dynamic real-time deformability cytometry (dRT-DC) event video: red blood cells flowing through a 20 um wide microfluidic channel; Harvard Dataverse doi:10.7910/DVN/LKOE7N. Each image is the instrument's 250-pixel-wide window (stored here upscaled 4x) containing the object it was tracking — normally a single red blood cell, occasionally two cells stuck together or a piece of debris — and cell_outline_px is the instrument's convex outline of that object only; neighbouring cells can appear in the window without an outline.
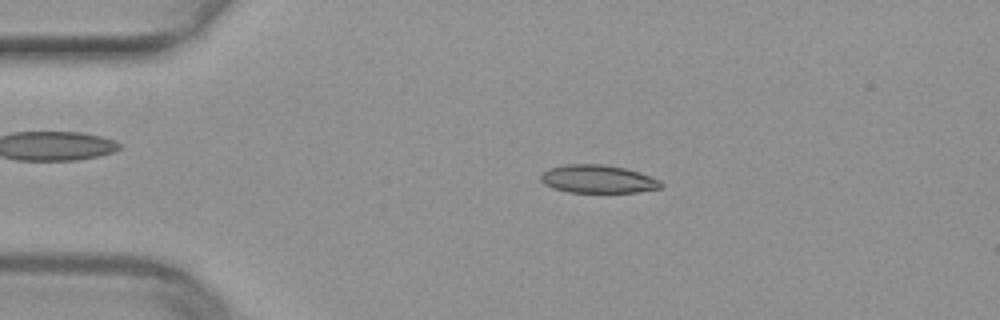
{"species": "common noctule bat (a hibernating species)", "species_latin": "Nyctalus noctula", "temperature_condition": "warm", "stored_images_in_passage": 46, "camera_frame_rate_fps": 3000, "um_per_image_px": 0.085, "animal": {"sex": "female", "body_mass_g": 29.2, "forearm_length_mm": 56.3}, "frame": {"image": 1, "passage_image": 6, "time_ms": 1.667, "image_size_px": [1000, 320], "cell_outline_px": [[664, 184], [660, 188], [640, 192], [568, 192], [552, 188], [544, 184], [540, 180], [540, 176], [548, 168], [564, 164], [604, 164], [628, 168], [640, 172], [660, 180]], "centroid_in_image_um": [50.83, 15.21], "position_along_channel_um": 34.2, "area_um2": 19.94}}
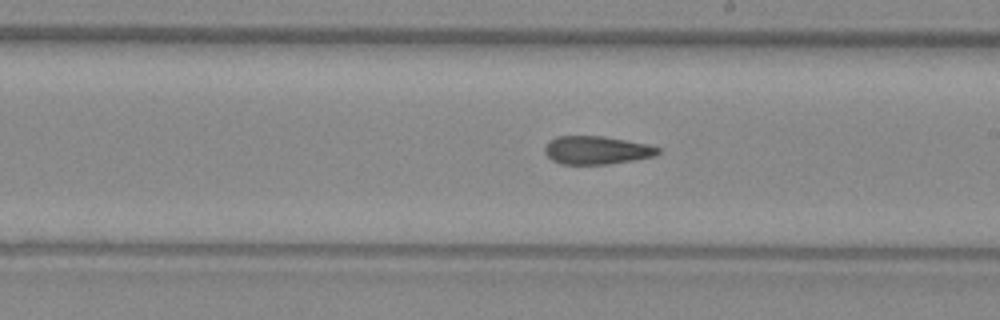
{"frame": {"image": 2, "passage_image": 24, "time_ms": 7.667, "image_size_px": [1000, 320], "cell_outline_px": [[660, 152], [656, 156], [636, 160], [608, 164], [560, 164], [552, 160], [544, 152], [544, 148], [548, 140], [556, 136], [604, 136], [648, 144], [660, 148]], "centroid_in_image_um": [50.71, 12.76], "position_along_channel_um": 238.3, "area_um2": 18.84}}
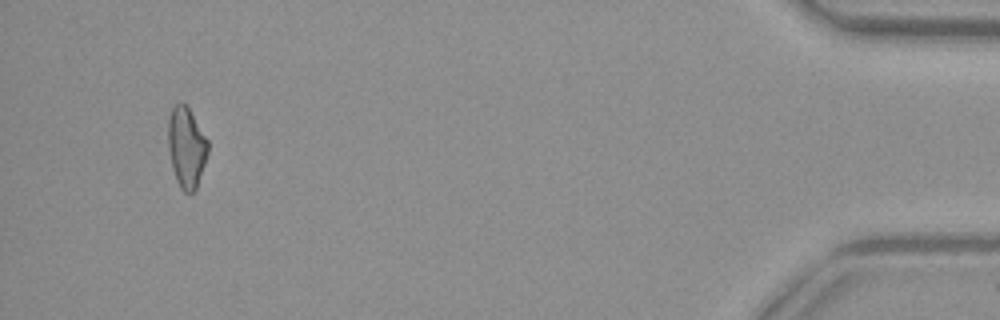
{"frame": {"image": 3, "passage_image": 43, "time_ms": 14.0, "image_size_px": [1000, 320], "cell_outline_px": [[208, 152], [196, 188], [192, 192], [184, 192], [180, 188], [176, 180], [172, 168], [168, 148], [168, 120], [172, 108], [180, 100], [188, 108], [208, 140]], "centroid_in_image_um": [15.83, 12.52], "position_along_channel_um": 419.4, "area_um2": 18.5}}